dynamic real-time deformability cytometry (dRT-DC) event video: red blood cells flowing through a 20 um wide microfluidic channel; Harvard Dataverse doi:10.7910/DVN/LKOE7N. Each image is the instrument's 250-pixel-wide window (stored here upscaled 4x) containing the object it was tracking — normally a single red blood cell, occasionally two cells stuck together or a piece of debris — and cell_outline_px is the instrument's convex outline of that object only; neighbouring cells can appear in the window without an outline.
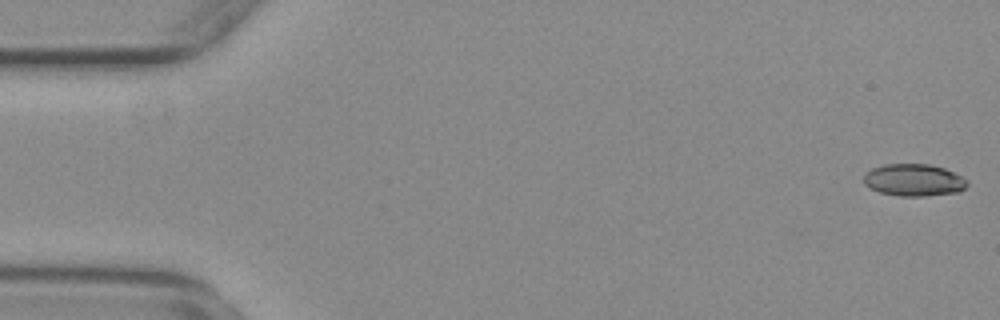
{"species": "common noctule bat (a hibernating species)", "species_latin": "Nyctalus noctula", "temperature_condition": "warm", "stored_images_in_passage": 15, "camera_frame_rate_fps": 3000, "um_per_image_px": 0.085, "animal": {"sex": "female", "body_mass_g": 29.2, "forearm_length_mm": 56.3}, "frame": {"image": 1, "passage_image": 1, "time_ms": 0.0, "image_size_px": [1000, 320], "cell_outline_px": [[968, 184], [960, 192], [924, 196], [900, 196], [880, 192], [864, 184], [864, 176], [872, 168], [884, 164], [928, 164], [944, 168], [968, 180]], "centroid_in_image_um": [77.69, 15.31], "position_along_channel_um": 7.3, "area_um2": 19.25}}
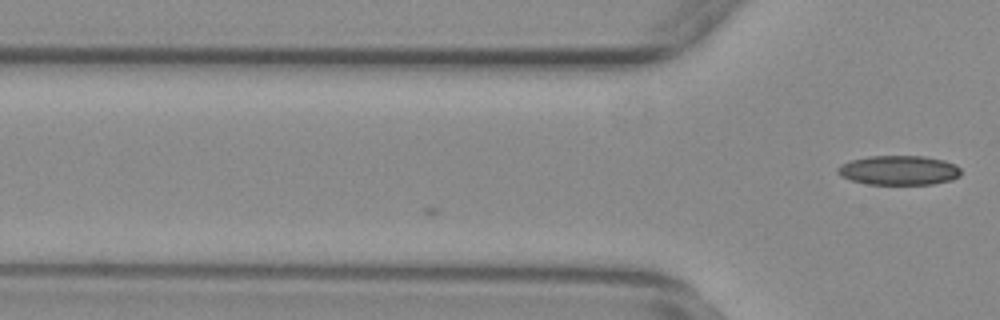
{"frame": {"image": 2, "passage_image": 15, "time_ms": 4.667, "image_size_px": [1000, 320], "cell_outline_px": [[960, 176], [952, 180], [932, 184], [868, 184], [852, 180], [840, 176], [836, 172], [836, 168], [840, 164], [852, 160], [868, 156], [924, 156], [944, 160], [956, 164], [960, 168]], "centroid_in_image_um": [76.4, 14.47], "position_along_channel_um": 49.4, "area_um2": 21.27}}